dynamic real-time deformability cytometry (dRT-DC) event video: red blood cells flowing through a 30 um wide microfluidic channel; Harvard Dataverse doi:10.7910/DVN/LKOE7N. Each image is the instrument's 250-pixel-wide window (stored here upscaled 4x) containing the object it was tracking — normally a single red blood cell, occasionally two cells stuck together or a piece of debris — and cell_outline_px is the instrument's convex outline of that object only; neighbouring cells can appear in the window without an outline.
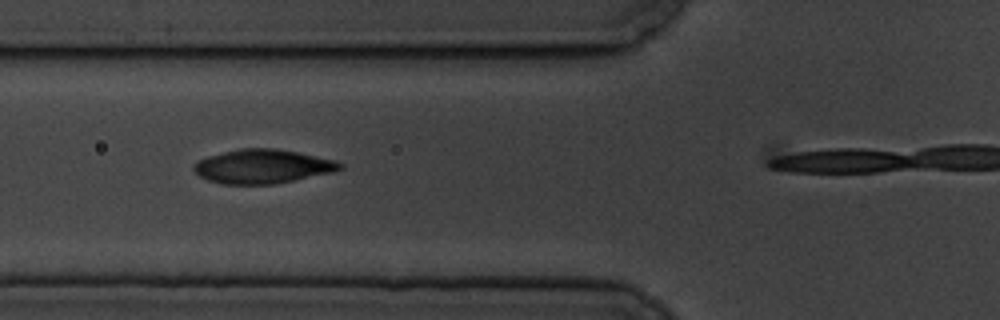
{"species": "common noctule bat (a hibernating species)", "species_latin": "Nyctalus noctula", "temperature_condition": "cold", "stored_images_in_passage": 4, "camera_frame_rate_fps": 3000, "um_per_image_px": 0.085, "animal": {"sex": "male", "body_mass_g": 19.5, "forearm_length_mm": 54.6}, "frame": {"image": 1, "passage_image": 2, "time_ms": 1.333, "image_size_px": [1000, 320], "cell_outline_px": [[344, 168], [332, 172], [272, 184], [224, 184], [208, 180], [200, 176], [192, 168], [192, 164], [208, 156], [240, 148], [272, 148], [296, 152], [336, 160], [344, 164]], "centroid_in_image_um": [22.31, 14.14], "position_along_channel_um": 103.5, "area_um2": 28.67}}
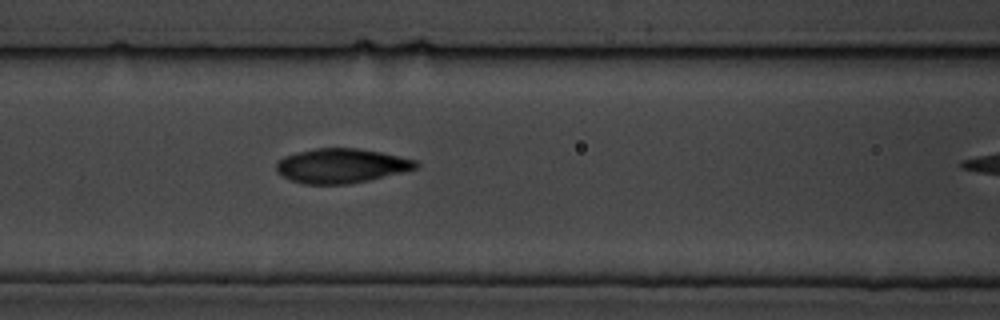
{"frame": {"image": 2, "passage_image": 3, "time_ms": 2.333, "image_size_px": [1000, 320], "cell_outline_px": [[420, 164], [416, 168], [404, 172], [368, 180], [348, 184], [304, 184], [280, 176], [276, 172], [276, 160], [284, 156], [296, 152], [316, 148], [356, 148], [380, 152], [416, 160]], "centroid_in_image_um": [28.97, 14.09], "position_along_channel_um": 137.6, "area_um2": 28.15}}